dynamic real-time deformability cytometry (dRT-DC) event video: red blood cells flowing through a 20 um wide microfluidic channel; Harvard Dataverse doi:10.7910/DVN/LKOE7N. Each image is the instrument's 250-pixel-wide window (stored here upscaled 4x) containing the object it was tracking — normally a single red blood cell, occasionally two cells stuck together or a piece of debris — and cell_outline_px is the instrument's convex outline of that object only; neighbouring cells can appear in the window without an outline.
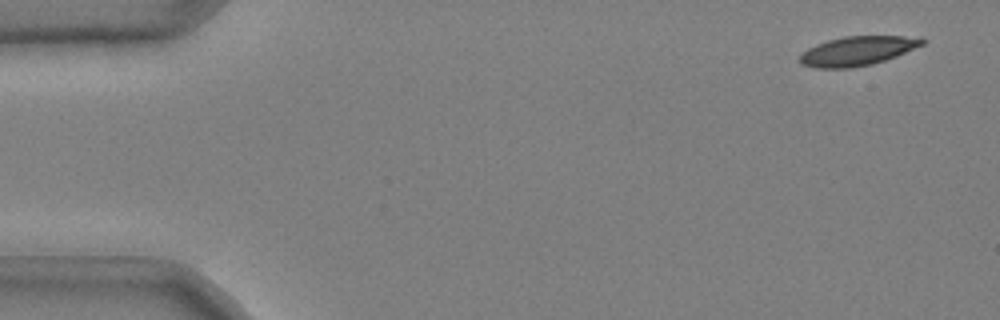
{"species": "common noctule bat (a hibernating species)", "species_latin": "Nyctalus noctula", "temperature_condition": "cold", "stored_images_in_passage": 45, "camera_frame_rate_fps": 3000, "um_per_image_px": 0.085, "animal": {"sex": "male", "body_mass_g": 20.4}, "frame": {"image": 1, "passage_image": 1, "time_ms": 0.0, "image_size_px": [1000, 320], "cell_outline_px": [[928, 40], [924, 44], [896, 56], [872, 64], [852, 68], [816, 68], [800, 64], [796, 60], [808, 48], [816, 44], [828, 40], [844, 36], [924, 36]], "centroid_in_image_um": [72.9, 4.32], "position_along_channel_um": 12.1, "area_um2": 21.1}}
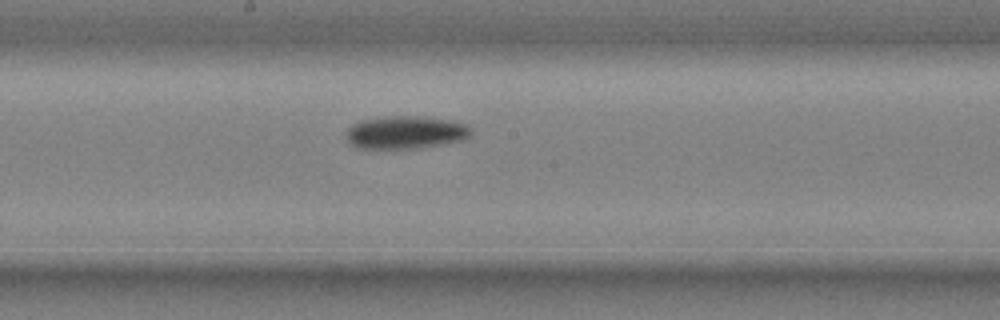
{"frame": {"image": 2, "passage_image": 27, "time_ms": 8.667, "image_size_px": [1000, 320], "cell_outline_px": [[472, 136], [464, 140], [444, 144], [420, 148], [356, 148], [348, 144], [344, 136], [344, 132], [352, 124], [360, 120], [384, 116], [420, 116], [448, 120], [468, 124], [472, 128]], "centroid_in_image_um": [34.45, 11.25], "position_along_channel_um": 213.7, "area_um2": 24.51}}
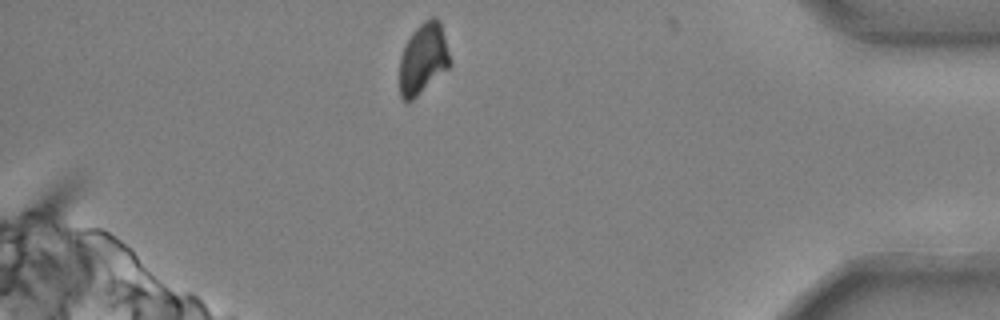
{"frame": {"image": 3, "passage_image": 45, "time_ms": 14.667, "image_size_px": [1000, 320], "cell_outline_px": [[452, 64], [448, 68], [408, 104], [400, 96], [400, 56], [404, 44], [412, 32], [424, 20], [432, 16], [436, 16], [440, 20]], "centroid_in_image_um": [35.96, 4.97], "position_along_channel_um": 399.2, "area_um2": 20.98}, "authors_computed_cell_mechanics": {"area_um2": 23.12, "velocity_mm_per_s": 3.6795, "shape_relaxation_time_tau1_ms": 4.2046, "shape_relaxation_time_tau2_ms": null, "deformation_change_tau1": 0.1377, "deformation_change_tau2": null}}